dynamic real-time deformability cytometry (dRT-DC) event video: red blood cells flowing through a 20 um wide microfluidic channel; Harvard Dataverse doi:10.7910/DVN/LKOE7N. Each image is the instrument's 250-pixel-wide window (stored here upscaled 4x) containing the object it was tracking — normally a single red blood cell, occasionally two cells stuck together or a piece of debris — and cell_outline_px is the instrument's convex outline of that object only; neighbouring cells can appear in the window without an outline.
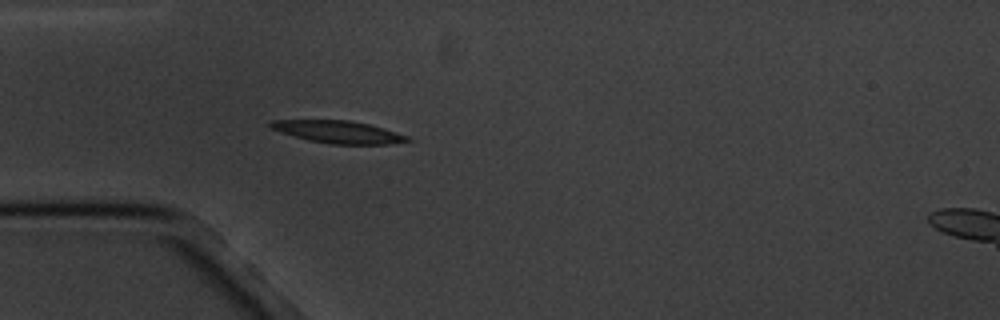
{"species": "common noctule bat (a hibernating species)", "species_latin": "Nyctalus noctula", "temperature_condition": "cold", "stored_images_in_passage": 4, "camera_frame_rate_fps": 3000, "um_per_image_px": 0.085, "animal": {"sex": "male", "body_mass_g": 20.1, "forearm_length_mm": 53.5}, "frame": {"image": 1, "passage_image": 4, "time_ms": 5.333, "image_size_px": [1000, 320], "cell_outline_px": [[412, 140], [388, 144], [328, 144], [308, 140], [280, 132], [268, 128], [268, 124], [272, 120], [348, 120], [368, 124], [396, 132], [408, 136]], "centroid_in_image_um": [28.7, 11.21], "position_along_channel_um": 56.3, "area_um2": 17.8}}